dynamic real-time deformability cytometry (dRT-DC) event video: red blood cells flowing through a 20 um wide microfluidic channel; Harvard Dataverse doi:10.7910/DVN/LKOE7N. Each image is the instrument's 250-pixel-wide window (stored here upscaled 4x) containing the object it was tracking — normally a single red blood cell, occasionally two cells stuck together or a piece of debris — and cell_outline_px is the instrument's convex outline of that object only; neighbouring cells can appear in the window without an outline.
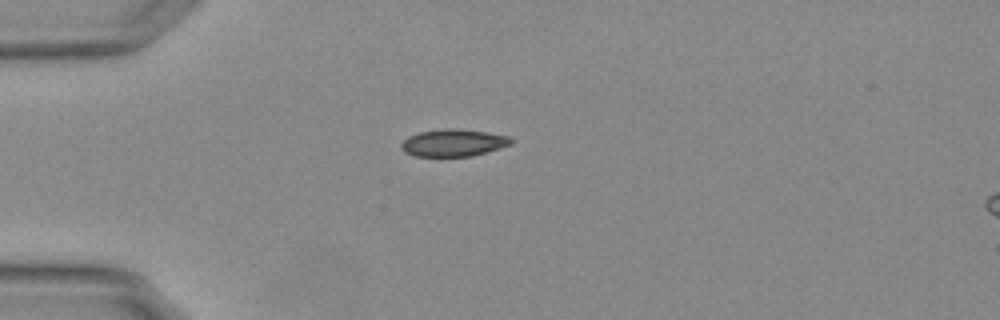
{"species": "Egyptian fruit bat (a non-hibernating species)", "species_latin": "Rousettus aegyptiacus", "temperature_condition": "warm", "stored_images_in_passage": 40, "camera_frame_rate_fps": 3000, "um_per_image_px": 0.085, "animal": {"sex": "female"}, "frame": {"image": 1, "passage_image": 1, "time_ms": 0.0, "image_size_px": [1000, 320], "cell_outline_px": [[512, 144], [472, 156], [416, 156], [404, 152], [400, 148], [400, 144], [408, 136], [420, 132], [444, 128], [452, 128], [484, 132], [508, 136], [512, 140]], "centroid_in_image_um": [38.49, 12.14], "position_along_channel_um": 46.5, "area_um2": 17.22}}
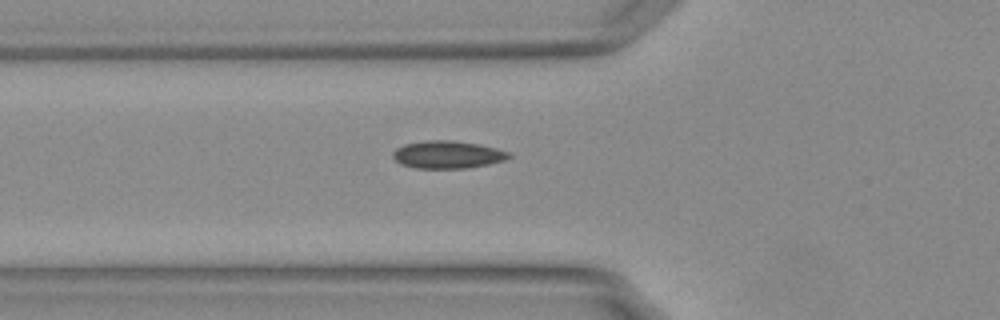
{"frame": {"image": 2, "passage_image": 6, "time_ms": 1.667, "image_size_px": [1000, 320], "cell_outline_px": [[512, 156], [504, 160], [488, 164], [468, 168], [416, 168], [400, 164], [392, 156], [392, 152], [396, 148], [404, 144], [428, 140], [452, 140], [480, 144], [512, 152]], "centroid_in_image_um": [38.06, 13.14], "position_along_channel_um": 87.7, "area_um2": 18.79}, "authors_computed_cell_mechanics": {"area_um2": 17.2244, "velocity_mm_per_s": 3.7799, "shape_relaxation_time_tau1_ms": 10.8224, "shape_relaxation_time_tau2_ms": 4.7657, "deformation_change_tau1": 0.1655, "deformation_change_tau2": 0.0646}}